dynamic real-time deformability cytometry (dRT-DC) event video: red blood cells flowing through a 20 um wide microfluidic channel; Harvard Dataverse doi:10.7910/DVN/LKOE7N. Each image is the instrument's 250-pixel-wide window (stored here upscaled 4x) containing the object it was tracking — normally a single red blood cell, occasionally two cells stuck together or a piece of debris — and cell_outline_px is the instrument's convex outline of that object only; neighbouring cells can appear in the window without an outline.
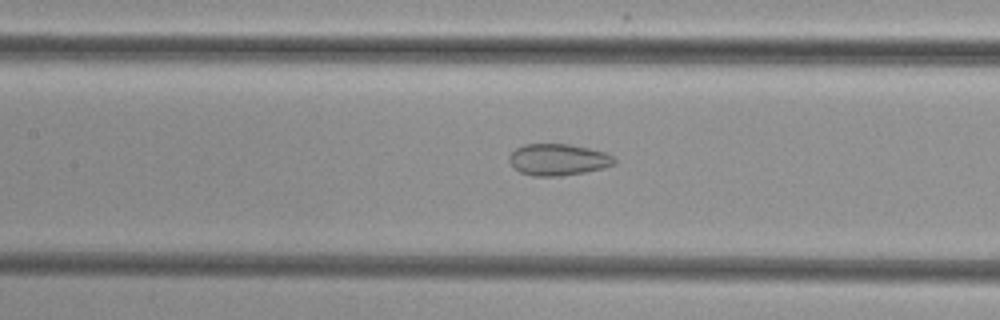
{"species": "common noctule bat (a hibernating species)", "species_latin": "Nyctalus noctula", "temperature_condition": "cold", "stored_images_in_passage": 42, "camera_frame_rate_fps": 3000, "um_per_image_px": 0.085, "animal": {"sex": "female", "body_mass_g": 29.2, "forearm_length_mm": 56.3}, "frame": {"image": 1, "passage_image": 14, "time_ms": 4.333, "image_size_px": [1000, 320], "cell_outline_px": [[616, 164], [604, 168], [584, 172], [560, 176], [532, 176], [520, 172], [508, 160], [508, 156], [516, 148], [524, 144], [568, 144], [588, 148], [604, 152], [612, 156], [616, 160]], "centroid_in_image_um": [47.44, 13.57], "position_along_channel_um": 160.0, "area_um2": 19.31}}
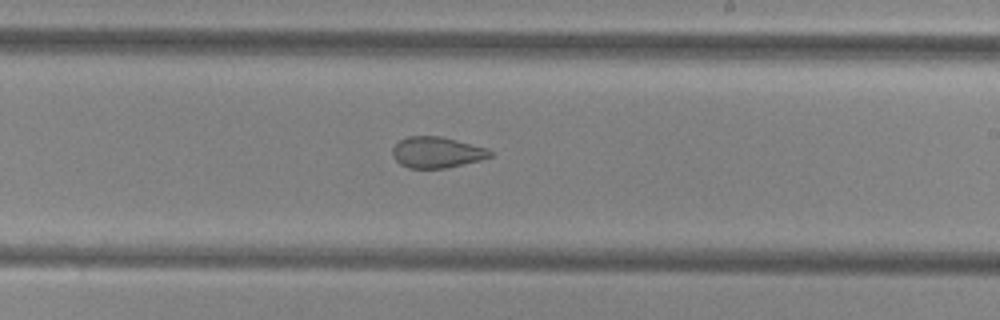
{"frame": {"image": 2, "passage_image": 21, "time_ms": 6.667, "image_size_px": [1000, 320], "cell_outline_px": [[492, 156], [480, 160], [448, 168], [408, 168], [400, 164], [392, 156], [392, 148], [400, 140], [408, 136], [440, 136], [488, 148], [492, 152]], "centroid_in_image_um": [37.12, 12.95], "position_along_channel_um": 251.9, "area_um2": 17.69}}
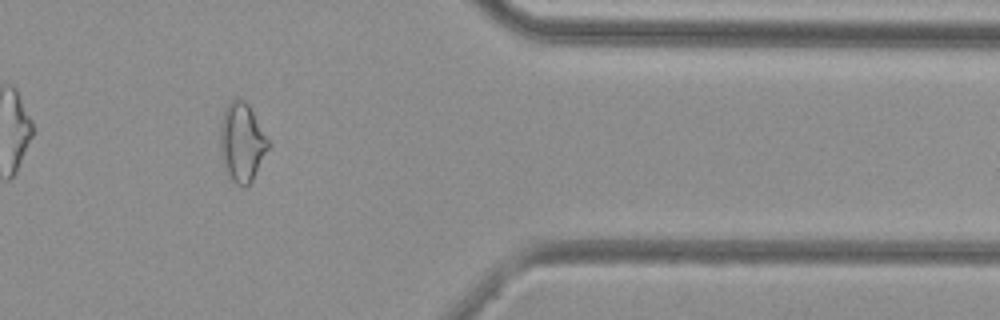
{"frame": {"image": 3, "passage_image": 33, "time_ms": 10.667, "image_size_px": [1000, 320], "cell_outline_px": [[268, 148], [252, 180], [244, 188], [236, 184], [232, 180], [224, 168], [220, 152], [220, 124], [224, 108], [232, 100], [244, 100], [248, 104], [268, 140]], "centroid_in_image_um": [20.52, 12.11], "position_along_channel_um": 390.9, "area_um2": 21.68}}